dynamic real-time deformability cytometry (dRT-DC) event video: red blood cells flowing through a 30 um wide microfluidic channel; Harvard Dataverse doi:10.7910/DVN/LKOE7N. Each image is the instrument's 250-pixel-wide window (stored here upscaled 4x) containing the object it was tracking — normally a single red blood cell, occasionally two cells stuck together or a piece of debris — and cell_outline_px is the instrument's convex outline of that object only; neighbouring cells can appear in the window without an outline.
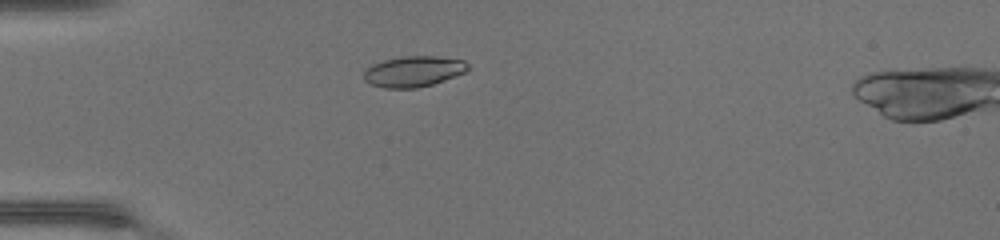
{"species": "common noctule bat (a hibernating species)", "species_latin": "Nyctalus noctula", "temperature_condition": "warm", "stored_images_in_passage": 30, "camera_frame_rate_fps": 3000, "um_per_image_px": 0.085, "animal": {"sex": "female", "body_mass_g": 17.0, "forearm_length_mm": 48.0}, "frame": {"image": 1, "passage_image": 2, "time_ms": 0.333, "image_size_px": [1000, 240], "cell_outline_px": [[468, 68], [464, 72], [432, 84], [416, 88], [384, 88], [372, 84], [364, 80], [364, 72], [372, 64], [384, 60], [400, 56], [432, 56], [464, 60], [468, 64]], "centroid_in_image_um": [35.12, 6.06], "position_along_channel_um": 49.9, "area_um2": 18.38}}
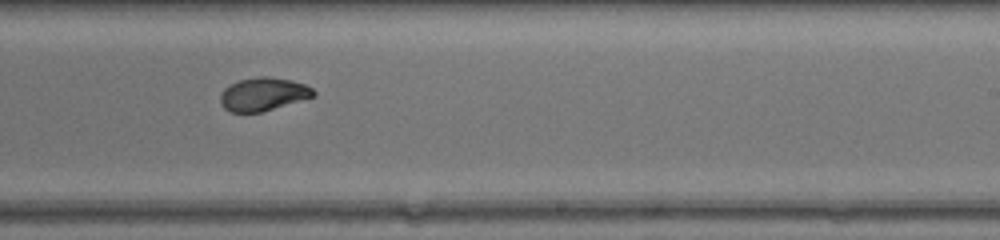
{"frame": {"image": 2, "passage_image": 18, "time_ms": 5.667, "image_size_px": [1000, 240], "cell_outline_px": [[316, 96], [260, 112], [228, 112], [220, 104], [220, 96], [224, 88], [240, 80], [260, 76], [268, 76], [288, 80], [304, 84], [312, 88], [316, 92]], "centroid_in_image_um": [22.36, 8.01], "position_along_channel_um": 266.6, "area_um2": 17.86}}
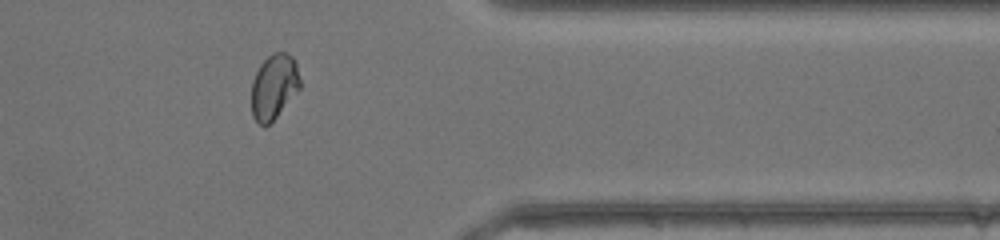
{"frame": {"image": 3, "passage_image": 27, "time_ms": 8.667, "image_size_px": [1000, 240], "cell_outline_px": [[300, 88], [276, 116], [264, 128], [252, 116], [252, 80], [260, 64], [272, 52], [288, 52], [296, 60], [300, 80]], "centroid_in_image_um": [23.29, 7.33], "position_along_channel_um": 388.1, "area_um2": 18.38}, "authors_computed_cell_mechanics": {"area_um2": 18.207, "velocity_mm_per_s": 4.4529, "shape_relaxation_time_tau1_ms": 5.7218, "shape_relaxation_time_tau2_ms": 0.7823, "deformation_change_tau1": 0.21, "deformation_change_tau2": 0.036}}